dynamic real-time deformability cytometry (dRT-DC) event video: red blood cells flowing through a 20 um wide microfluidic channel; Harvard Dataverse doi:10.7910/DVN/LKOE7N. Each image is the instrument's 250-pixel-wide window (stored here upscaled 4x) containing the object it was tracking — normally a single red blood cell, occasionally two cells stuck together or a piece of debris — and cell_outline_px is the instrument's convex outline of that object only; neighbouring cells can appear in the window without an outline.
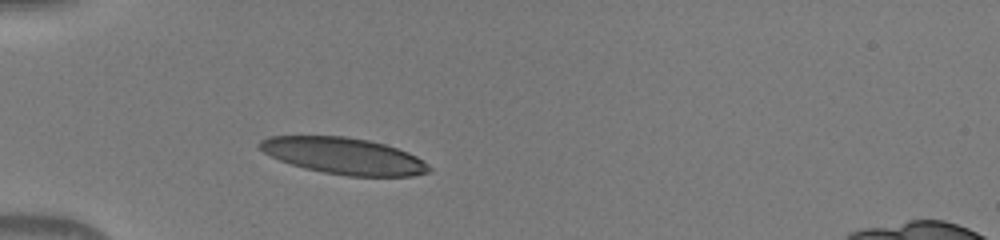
{"species": "human", "species_latin": "Homo sapiens", "temperature_condition": "warm", "stored_images_in_passage": 35, "camera_frame_rate_fps": 3000, "um_per_image_px": 0.085, "donor": {"sex": "male"}, "frame": {"image": 1, "passage_image": 1, "time_ms": 0.0, "image_size_px": [1000, 240], "cell_outline_px": [[432, 172], [412, 176], [348, 176], [324, 172], [304, 168], [280, 160], [264, 152], [256, 144], [260, 140], [268, 136], [344, 136], [368, 140], [384, 144], [408, 152], [416, 156], [428, 164], [432, 168]], "centroid_in_image_um": [29.24, 13.25], "position_along_channel_um": 55.8, "area_um2": 35.95}}
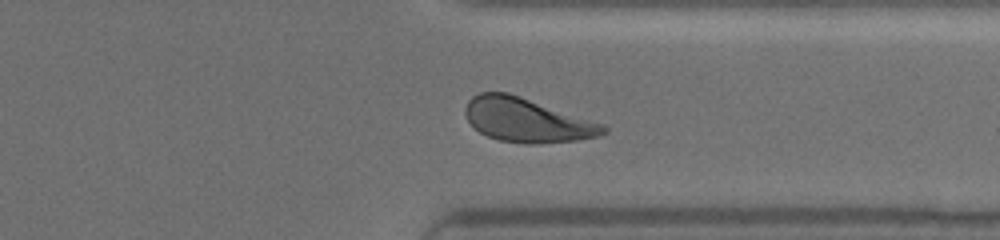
{"frame": {"image": 2, "passage_image": 25, "time_ms": 8.0, "image_size_px": [1000, 240], "cell_outline_px": [[608, 132], [600, 136], [576, 140], [536, 144], [528, 144], [500, 140], [488, 136], [480, 132], [468, 120], [464, 112], [464, 108], [468, 100], [472, 96], [480, 92], [508, 92], [604, 124], [608, 128]], "centroid_in_image_um": [44.79, 10.21], "position_along_channel_um": 366.6, "area_um2": 35.32}}
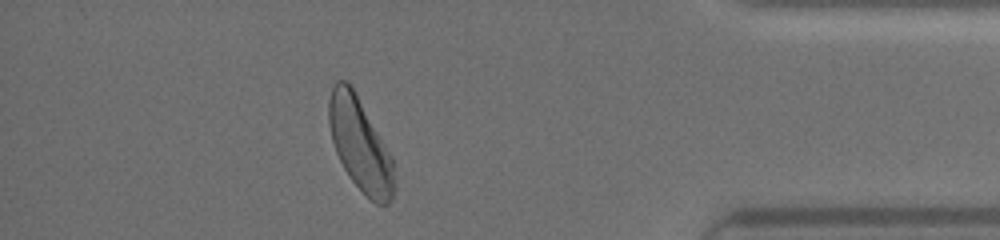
{"frame": {"image": 3, "passage_image": 30, "time_ms": 9.667, "image_size_px": [1000, 240], "cell_outline_px": [[396, 188], [392, 200], [388, 204], [376, 204], [348, 176], [336, 152], [332, 140], [328, 124], [328, 100], [332, 88], [336, 80], [348, 80], [392, 156], [396, 184]], "centroid_in_image_um": [30.61, 12.3], "position_along_channel_um": 404.6, "area_um2": 35.32}}